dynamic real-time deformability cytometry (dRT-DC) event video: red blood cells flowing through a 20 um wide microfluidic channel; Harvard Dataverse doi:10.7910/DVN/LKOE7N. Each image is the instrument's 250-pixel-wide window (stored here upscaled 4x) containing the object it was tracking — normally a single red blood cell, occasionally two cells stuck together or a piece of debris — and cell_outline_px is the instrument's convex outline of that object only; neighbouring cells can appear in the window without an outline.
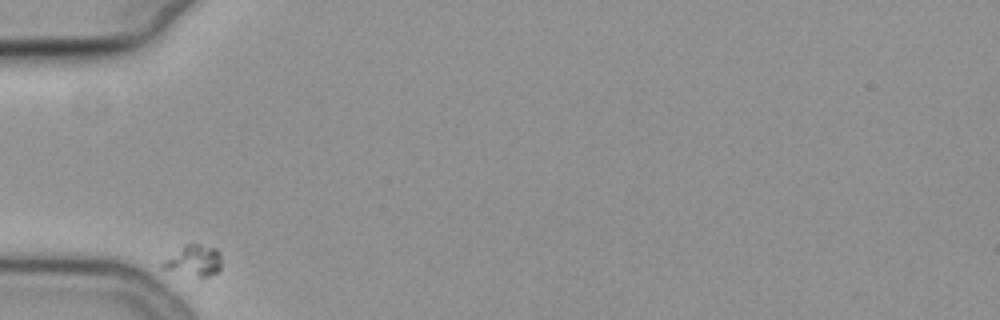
{"species": "common noctule bat (a hibernating species)", "species_latin": "Nyctalus noctula", "temperature_condition": "cold", "stored_images_in_passage": 32, "camera_frame_rate_fps": 3000, "um_per_image_px": 0.085, "animal": {"sex": "female", "body_mass_g": 19.3, "forearm_length_mm": 54.1}, "frame": {"image": 1, "passage_image": 1, "time_ms": 0.0, "image_size_px": [1000, 320], "cell_outline_px": [[220, 268], [216, 272], [208, 276], [200, 276], [160, 268], [160, 264], [164, 260], [184, 244], [200, 244], [216, 248], [220, 252]], "centroid_in_image_um": [16.47, 22.12], "position_along_channel_um": 68.5, "area_um2": 10.35}}
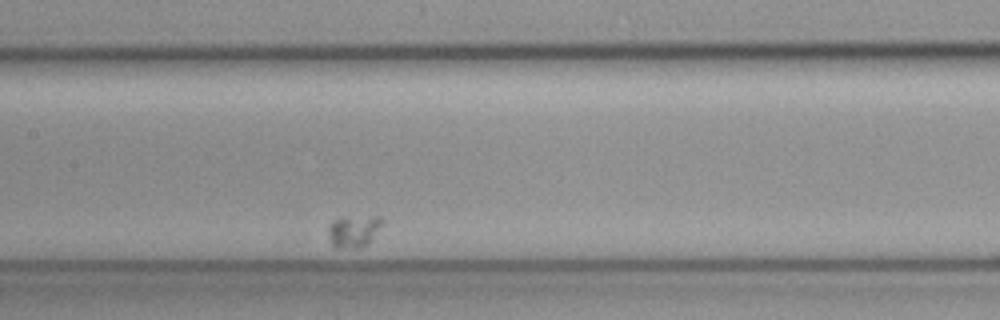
{"frame": {"image": 2, "passage_image": 13, "time_ms": 4.0, "image_size_px": [1000, 320], "cell_outline_px": [[384, 224], [368, 244], [356, 248], [332, 248], [328, 236], [328, 224], [332, 220], [340, 216], [384, 216]], "centroid_in_image_um": [30.06, 19.61], "position_along_channel_um": 177.3, "area_um2": 10.69}}
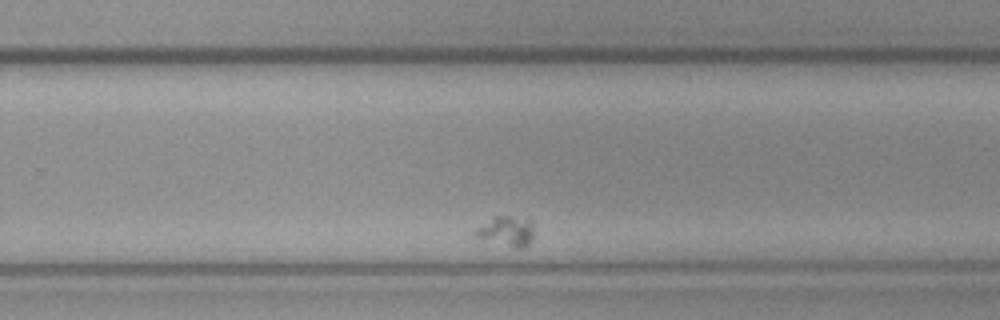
{"frame": {"image": 3, "passage_image": 24, "time_ms": 7.667, "image_size_px": [1000, 320], "cell_outline_px": [[532, 236], [528, 244], [524, 248], [512, 248], [476, 236], [472, 232], [476, 228], [496, 216], [512, 216], [532, 220]], "centroid_in_image_um": [43.06, 19.66], "position_along_channel_um": 286.7, "area_um2": 10.06}}